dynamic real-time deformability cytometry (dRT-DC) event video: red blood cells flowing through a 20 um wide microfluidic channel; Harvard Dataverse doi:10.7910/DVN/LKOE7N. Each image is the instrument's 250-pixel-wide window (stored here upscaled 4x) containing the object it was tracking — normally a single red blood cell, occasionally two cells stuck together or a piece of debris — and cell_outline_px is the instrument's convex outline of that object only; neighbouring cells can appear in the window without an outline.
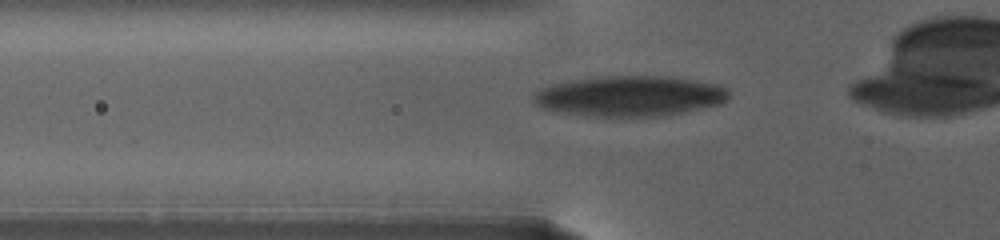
{"species": "human", "species_latin": "Homo sapiens", "temperature_condition": "warm", "stored_images_in_passage": 6, "camera_frame_rate_fps": 3000, "um_per_image_px": 0.085, "donor": {"sex": "female"}, "frame": {"image": 1, "passage_image": 3, "time_ms": 1.333, "image_size_px": [1000, 240], "cell_outline_px": [[728, 96], [720, 104], [704, 108], [668, 116], [580, 116], [544, 108], [536, 104], [536, 92], [544, 88], [556, 84], [576, 80], [604, 76], [660, 76], [716, 84], [728, 88]], "centroid_in_image_um": [53.59, 8.19], "position_along_channel_um": 72.2, "area_um2": 45.32}}
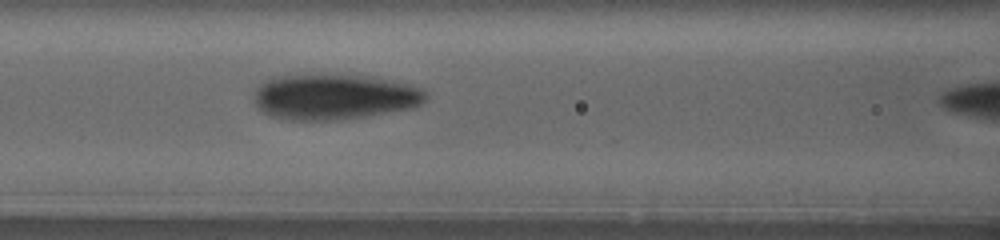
{"frame": {"image": 2, "passage_image": 6, "time_ms": 4.0, "image_size_px": [1000, 240], "cell_outline_px": [[428, 96], [420, 104], [412, 108], [340, 120], [280, 120], [268, 116], [260, 112], [256, 108], [252, 100], [256, 88], [264, 80], [276, 76], [356, 76], [384, 80], [404, 84], [416, 88], [424, 92]], "centroid_in_image_um": [28.25, 8.28], "position_along_channel_um": 138.4, "area_um2": 44.97}}